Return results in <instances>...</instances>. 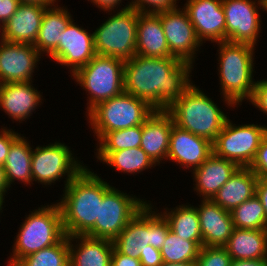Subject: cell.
I'll use <instances>...</instances> for the list:
<instances>
[{"instance_id": "8fae6325", "label": "cell", "mask_w": 267, "mask_h": 266, "mask_svg": "<svg viewBox=\"0 0 267 266\" xmlns=\"http://www.w3.org/2000/svg\"><path fill=\"white\" fill-rule=\"evenodd\" d=\"M144 200L112 186L99 202V220L85 235L113 241L148 202Z\"/></svg>"}, {"instance_id": "f6af8a7d", "label": "cell", "mask_w": 267, "mask_h": 266, "mask_svg": "<svg viewBox=\"0 0 267 266\" xmlns=\"http://www.w3.org/2000/svg\"><path fill=\"white\" fill-rule=\"evenodd\" d=\"M93 3L94 6L101 9V11H114L120 9V3L123 2L122 0H87Z\"/></svg>"}, {"instance_id": "4316f807", "label": "cell", "mask_w": 267, "mask_h": 266, "mask_svg": "<svg viewBox=\"0 0 267 266\" xmlns=\"http://www.w3.org/2000/svg\"><path fill=\"white\" fill-rule=\"evenodd\" d=\"M55 5L45 9L38 37L33 46L41 53L49 56L60 43V34L65 30L69 22L73 19L68 12L67 6Z\"/></svg>"}, {"instance_id": "ab89813d", "label": "cell", "mask_w": 267, "mask_h": 266, "mask_svg": "<svg viewBox=\"0 0 267 266\" xmlns=\"http://www.w3.org/2000/svg\"><path fill=\"white\" fill-rule=\"evenodd\" d=\"M252 103V105L263 112V114L267 115V80L265 79H260L257 80L255 83V87L253 89V93L251 98L247 101Z\"/></svg>"}, {"instance_id": "d6a6232c", "label": "cell", "mask_w": 267, "mask_h": 266, "mask_svg": "<svg viewBox=\"0 0 267 266\" xmlns=\"http://www.w3.org/2000/svg\"><path fill=\"white\" fill-rule=\"evenodd\" d=\"M234 228L267 230L264 207L255 194L231 211Z\"/></svg>"}, {"instance_id": "44dd1931", "label": "cell", "mask_w": 267, "mask_h": 266, "mask_svg": "<svg viewBox=\"0 0 267 266\" xmlns=\"http://www.w3.org/2000/svg\"><path fill=\"white\" fill-rule=\"evenodd\" d=\"M238 168L235 162L212 153L202 165L191 172L195 182L193 189L200 199L211 200Z\"/></svg>"}, {"instance_id": "603a6c76", "label": "cell", "mask_w": 267, "mask_h": 266, "mask_svg": "<svg viewBox=\"0 0 267 266\" xmlns=\"http://www.w3.org/2000/svg\"><path fill=\"white\" fill-rule=\"evenodd\" d=\"M68 243L69 266H111L112 240L75 235Z\"/></svg>"}, {"instance_id": "60d3db41", "label": "cell", "mask_w": 267, "mask_h": 266, "mask_svg": "<svg viewBox=\"0 0 267 266\" xmlns=\"http://www.w3.org/2000/svg\"><path fill=\"white\" fill-rule=\"evenodd\" d=\"M21 134L15 132L13 129L6 127H0V165H3L8 156L11 144L20 136Z\"/></svg>"}, {"instance_id": "db71d44e", "label": "cell", "mask_w": 267, "mask_h": 266, "mask_svg": "<svg viewBox=\"0 0 267 266\" xmlns=\"http://www.w3.org/2000/svg\"><path fill=\"white\" fill-rule=\"evenodd\" d=\"M265 3H266V11L265 12L267 13V0H265Z\"/></svg>"}, {"instance_id": "d590c367", "label": "cell", "mask_w": 267, "mask_h": 266, "mask_svg": "<svg viewBox=\"0 0 267 266\" xmlns=\"http://www.w3.org/2000/svg\"><path fill=\"white\" fill-rule=\"evenodd\" d=\"M151 202L152 201L149 202V245L160 250L166 239L170 227L165 217L160 212H158L159 210L155 208Z\"/></svg>"}, {"instance_id": "6da1fadb", "label": "cell", "mask_w": 267, "mask_h": 266, "mask_svg": "<svg viewBox=\"0 0 267 266\" xmlns=\"http://www.w3.org/2000/svg\"><path fill=\"white\" fill-rule=\"evenodd\" d=\"M194 66L176 57L133 56L124 62V92L167 110L193 83Z\"/></svg>"}, {"instance_id": "ac0fdd59", "label": "cell", "mask_w": 267, "mask_h": 266, "mask_svg": "<svg viewBox=\"0 0 267 266\" xmlns=\"http://www.w3.org/2000/svg\"><path fill=\"white\" fill-rule=\"evenodd\" d=\"M33 82L0 83V108L13 123L27 121L42 106L43 96Z\"/></svg>"}, {"instance_id": "74e56055", "label": "cell", "mask_w": 267, "mask_h": 266, "mask_svg": "<svg viewBox=\"0 0 267 266\" xmlns=\"http://www.w3.org/2000/svg\"><path fill=\"white\" fill-rule=\"evenodd\" d=\"M179 0H132L128 1L131 8L140 13H159L179 7Z\"/></svg>"}, {"instance_id": "5b68a950", "label": "cell", "mask_w": 267, "mask_h": 266, "mask_svg": "<svg viewBox=\"0 0 267 266\" xmlns=\"http://www.w3.org/2000/svg\"><path fill=\"white\" fill-rule=\"evenodd\" d=\"M26 215L13 240L7 265L15 266L22 258L59 243L65 236L59 204L40 205Z\"/></svg>"}, {"instance_id": "83f0119b", "label": "cell", "mask_w": 267, "mask_h": 266, "mask_svg": "<svg viewBox=\"0 0 267 266\" xmlns=\"http://www.w3.org/2000/svg\"><path fill=\"white\" fill-rule=\"evenodd\" d=\"M223 247L232 260L267 258V230L234 228Z\"/></svg>"}, {"instance_id": "836d02e7", "label": "cell", "mask_w": 267, "mask_h": 266, "mask_svg": "<svg viewBox=\"0 0 267 266\" xmlns=\"http://www.w3.org/2000/svg\"><path fill=\"white\" fill-rule=\"evenodd\" d=\"M15 266H69L68 236L55 245L22 258Z\"/></svg>"}, {"instance_id": "9c48e42d", "label": "cell", "mask_w": 267, "mask_h": 266, "mask_svg": "<svg viewBox=\"0 0 267 266\" xmlns=\"http://www.w3.org/2000/svg\"><path fill=\"white\" fill-rule=\"evenodd\" d=\"M85 167L83 160H78L71 148L60 140L48 145H38L32 150V184L35 181L49 187L66 176L65 188Z\"/></svg>"}, {"instance_id": "7dc6e473", "label": "cell", "mask_w": 267, "mask_h": 266, "mask_svg": "<svg viewBox=\"0 0 267 266\" xmlns=\"http://www.w3.org/2000/svg\"><path fill=\"white\" fill-rule=\"evenodd\" d=\"M230 266H267V258L232 260Z\"/></svg>"}, {"instance_id": "52a82bcc", "label": "cell", "mask_w": 267, "mask_h": 266, "mask_svg": "<svg viewBox=\"0 0 267 266\" xmlns=\"http://www.w3.org/2000/svg\"><path fill=\"white\" fill-rule=\"evenodd\" d=\"M113 12L93 31L95 51L125 62L136 55L138 11L126 4Z\"/></svg>"}, {"instance_id": "8992f818", "label": "cell", "mask_w": 267, "mask_h": 266, "mask_svg": "<svg viewBox=\"0 0 267 266\" xmlns=\"http://www.w3.org/2000/svg\"><path fill=\"white\" fill-rule=\"evenodd\" d=\"M154 110L146 101L123 92L99 103L86 119L98 142L108 132L143 125Z\"/></svg>"}, {"instance_id": "ee69618b", "label": "cell", "mask_w": 267, "mask_h": 266, "mask_svg": "<svg viewBox=\"0 0 267 266\" xmlns=\"http://www.w3.org/2000/svg\"><path fill=\"white\" fill-rule=\"evenodd\" d=\"M111 266H142L139 258H133L119 253L115 248L113 249L111 257Z\"/></svg>"}, {"instance_id": "2e32d148", "label": "cell", "mask_w": 267, "mask_h": 266, "mask_svg": "<svg viewBox=\"0 0 267 266\" xmlns=\"http://www.w3.org/2000/svg\"><path fill=\"white\" fill-rule=\"evenodd\" d=\"M187 12L201 43L226 41V20L222 0H187Z\"/></svg>"}, {"instance_id": "bcb514c9", "label": "cell", "mask_w": 267, "mask_h": 266, "mask_svg": "<svg viewBox=\"0 0 267 266\" xmlns=\"http://www.w3.org/2000/svg\"><path fill=\"white\" fill-rule=\"evenodd\" d=\"M256 195L260 199L267 220V178H259L256 185Z\"/></svg>"}, {"instance_id": "8d00e7d4", "label": "cell", "mask_w": 267, "mask_h": 266, "mask_svg": "<svg viewBox=\"0 0 267 266\" xmlns=\"http://www.w3.org/2000/svg\"><path fill=\"white\" fill-rule=\"evenodd\" d=\"M232 259L224 247L202 246L195 266H230Z\"/></svg>"}, {"instance_id": "f5cc1de1", "label": "cell", "mask_w": 267, "mask_h": 266, "mask_svg": "<svg viewBox=\"0 0 267 266\" xmlns=\"http://www.w3.org/2000/svg\"><path fill=\"white\" fill-rule=\"evenodd\" d=\"M3 28H2V26L0 25V42L3 40V38H2V33H3V30H2Z\"/></svg>"}, {"instance_id": "3957f363", "label": "cell", "mask_w": 267, "mask_h": 266, "mask_svg": "<svg viewBox=\"0 0 267 266\" xmlns=\"http://www.w3.org/2000/svg\"><path fill=\"white\" fill-rule=\"evenodd\" d=\"M215 45H219L217 71L222 101L229 108H238L243 101L251 98L255 87L256 80L253 78V72H255L256 47L227 40Z\"/></svg>"}, {"instance_id": "9a60e30c", "label": "cell", "mask_w": 267, "mask_h": 266, "mask_svg": "<svg viewBox=\"0 0 267 266\" xmlns=\"http://www.w3.org/2000/svg\"><path fill=\"white\" fill-rule=\"evenodd\" d=\"M43 55L32 45L0 42V83L33 81V73Z\"/></svg>"}, {"instance_id": "681fc988", "label": "cell", "mask_w": 267, "mask_h": 266, "mask_svg": "<svg viewBox=\"0 0 267 266\" xmlns=\"http://www.w3.org/2000/svg\"><path fill=\"white\" fill-rule=\"evenodd\" d=\"M20 3L38 4L43 6L55 5L58 0H19Z\"/></svg>"}, {"instance_id": "7a4b0ae2", "label": "cell", "mask_w": 267, "mask_h": 266, "mask_svg": "<svg viewBox=\"0 0 267 266\" xmlns=\"http://www.w3.org/2000/svg\"><path fill=\"white\" fill-rule=\"evenodd\" d=\"M112 187L86 166L64 188L57 203L67 236L85 235L99 220V202Z\"/></svg>"}, {"instance_id": "7402d4cb", "label": "cell", "mask_w": 267, "mask_h": 266, "mask_svg": "<svg viewBox=\"0 0 267 266\" xmlns=\"http://www.w3.org/2000/svg\"><path fill=\"white\" fill-rule=\"evenodd\" d=\"M48 6L20 3L16 12L2 26V38L8 42L34 44Z\"/></svg>"}, {"instance_id": "7bdbcfd3", "label": "cell", "mask_w": 267, "mask_h": 266, "mask_svg": "<svg viewBox=\"0 0 267 266\" xmlns=\"http://www.w3.org/2000/svg\"><path fill=\"white\" fill-rule=\"evenodd\" d=\"M19 0H0V25L3 26L16 12Z\"/></svg>"}, {"instance_id": "ba28073f", "label": "cell", "mask_w": 267, "mask_h": 266, "mask_svg": "<svg viewBox=\"0 0 267 266\" xmlns=\"http://www.w3.org/2000/svg\"><path fill=\"white\" fill-rule=\"evenodd\" d=\"M71 77L88 93V114L99 103L124 92V61L97 54Z\"/></svg>"}, {"instance_id": "f35d334b", "label": "cell", "mask_w": 267, "mask_h": 266, "mask_svg": "<svg viewBox=\"0 0 267 266\" xmlns=\"http://www.w3.org/2000/svg\"><path fill=\"white\" fill-rule=\"evenodd\" d=\"M249 168L258 178H267V134L263 137L255 159Z\"/></svg>"}, {"instance_id": "f907efd6", "label": "cell", "mask_w": 267, "mask_h": 266, "mask_svg": "<svg viewBox=\"0 0 267 266\" xmlns=\"http://www.w3.org/2000/svg\"><path fill=\"white\" fill-rule=\"evenodd\" d=\"M160 266H195V262H181V263L162 262Z\"/></svg>"}, {"instance_id": "f1b7e54d", "label": "cell", "mask_w": 267, "mask_h": 266, "mask_svg": "<svg viewBox=\"0 0 267 266\" xmlns=\"http://www.w3.org/2000/svg\"><path fill=\"white\" fill-rule=\"evenodd\" d=\"M27 139L28 137L26 138L21 134L11 144L3 164L6 181L10 188L16 180L25 186L32 185L31 160L34 146H31Z\"/></svg>"}, {"instance_id": "d4e9b609", "label": "cell", "mask_w": 267, "mask_h": 266, "mask_svg": "<svg viewBox=\"0 0 267 266\" xmlns=\"http://www.w3.org/2000/svg\"><path fill=\"white\" fill-rule=\"evenodd\" d=\"M258 179L249 167H239L211 200L231 212L256 194Z\"/></svg>"}, {"instance_id": "e575fe53", "label": "cell", "mask_w": 267, "mask_h": 266, "mask_svg": "<svg viewBox=\"0 0 267 266\" xmlns=\"http://www.w3.org/2000/svg\"><path fill=\"white\" fill-rule=\"evenodd\" d=\"M142 125L106 133L98 142L96 152H116L140 147Z\"/></svg>"}, {"instance_id": "b9f144b4", "label": "cell", "mask_w": 267, "mask_h": 266, "mask_svg": "<svg viewBox=\"0 0 267 266\" xmlns=\"http://www.w3.org/2000/svg\"><path fill=\"white\" fill-rule=\"evenodd\" d=\"M139 260L142 266H160L162 264L160 250L151 245H146V249L140 251Z\"/></svg>"}, {"instance_id": "277c9868", "label": "cell", "mask_w": 267, "mask_h": 266, "mask_svg": "<svg viewBox=\"0 0 267 266\" xmlns=\"http://www.w3.org/2000/svg\"><path fill=\"white\" fill-rule=\"evenodd\" d=\"M167 111L175 125L212 143L229 118L214 100L193 83Z\"/></svg>"}, {"instance_id": "d6986e66", "label": "cell", "mask_w": 267, "mask_h": 266, "mask_svg": "<svg viewBox=\"0 0 267 266\" xmlns=\"http://www.w3.org/2000/svg\"><path fill=\"white\" fill-rule=\"evenodd\" d=\"M203 246L223 247L234 230L231 212L209 199H201L196 206Z\"/></svg>"}, {"instance_id": "4fadbf2b", "label": "cell", "mask_w": 267, "mask_h": 266, "mask_svg": "<svg viewBox=\"0 0 267 266\" xmlns=\"http://www.w3.org/2000/svg\"><path fill=\"white\" fill-rule=\"evenodd\" d=\"M160 17L170 57L179 58L195 66V59L203 44L187 12L180 7L157 13Z\"/></svg>"}, {"instance_id": "f546056e", "label": "cell", "mask_w": 267, "mask_h": 266, "mask_svg": "<svg viewBox=\"0 0 267 266\" xmlns=\"http://www.w3.org/2000/svg\"><path fill=\"white\" fill-rule=\"evenodd\" d=\"M186 204H179L170 209L163 208V212L161 210L160 213L168 221L172 232L182 239L196 241L202 247L203 238L196 206Z\"/></svg>"}, {"instance_id": "5bb4252c", "label": "cell", "mask_w": 267, "mask_h": 266, "mask_svg": "<svg viewBox=\"0 0 267 266\" xmlns=\"http://www.w3.org/2000/svg\"><path fill=\"white\" fill-rule=\"evenodd\" d=\"M72 19L60 34L58 47L48 56L61 66H66L70 75L88 64L97 54L93 32L89 33Z\"/></svg>"}, {"instance_id": "484cf974", "label": "cell", "mask_w": 267, "mask_h": 266, "mask_svg": "<svg viewBox=\"0 0 267 266\" xmlns=\"http://www.w3.org/2000/svg\"><path fill=\"white\" fill-rule=\"evenodd\" d=\"M149 200L113 240L114 248L126 256L139 258L140 251L149 245Z\"/></svg>"}, {"instance_id": "4dcf8cb0", "label": "cell", "mask_w": 267, "mask_h": 266, "mask_svg": "<svg viewBox=\"0 0 267 266\" xmlns=\"http://www.w3.org/2000/svg\"><path fill=\"white\" fill-rule=\"evenodd\" d=\"M97 161L111 166L116 172L137 175L142 171L157 166L149 156L140 148L122 149L116 152H96Z\"/></svg>"}, {"instance_id": "ffe728a7", "label": "cell", "mask_w": 267, "mask_h": 266, "mask_svg": "<svg viewBox=\"0 0 267 266\" xmlns=\"http://www.w3.org/2000/svg\"><path fill=\"white\" fill-rule=\"evenodd\" d=\"M172 116L167 110H154L142 125L140 148L157 165L164 164L169 150Z\"/></svg>"}, {"instance_id": "7c38bea8", "label": "cell", "mask_w": 267, "mask_h": 266, "mask_svg": "<svg viewBox=\"0 0 267 266\" xmlns=\"http://www.w3.org/2000/svg\"><path fill=\"white\" fill-rule=\"evenodd\" d=\"M226 20V40L258 46L261 33L260 9L265 0H222ZM260 8V9H259Z\"/></svg>"}, {"instance_id": "816d5d0a", "label": "cell", "mask_w": 267, "mask_h": 266, "mask_svg": "<svg viewBox=\"0 0 267 266\" xmlns=\"http://www.w3.org/2000/svg\"><path fill=\"white\" fill-rule=\"evenodd\" d=\"M4 201H5L4 199L0 198V214L3 213V211H4V210H2L4 208L3 207V205L5 203Z\"/></svg>"}, {"instance_id": "cb8c5ba5", "label": "cell", "mask_w": 267, "mask_h": 266, "mask_svg": "<svg viewBox=\"0 0 267 266\" xmlns=\"http://www.w3.org/2000/svg\"><path fill=\"white\" fill-rule=\"evenodd\" d=\"M136 55L152 58L170 57L158 14L138 12Z\"/></svg>"}, {"instance_id": "c3c4849f", "label": "cell", "mask_w": 267, "mask_h": 266, "mask_svg": "<svg viewBox=\"0 0 267 266\" xmlns=\"http://www.w3.org/2000/svg\"><path fill=\"white\" fill-rule=\"evenodd\" d=\"M9 185L6 181V177H5V170L3 165H0V198L5 200V196L9 190Z\"/></svg>"}, {"instance_id": "1f68e13d", "label": "cell", "mask_w": 267, "mask_h": 266, "mask_svg": "<svg viewBox=\"0 0 267 266\" xmlns=\"http://www.w3.org/2000/svg\"><path fill=\"white\" fill-rule=\"evenodd\" d=\"M200 249L201 246L196 241L182 239L169 229L160 253L162 262H196Z\"/></svg>"}, {"instance_id": "e0dca14e", "label": "cell", "mask_w": 267, "mask_h": 266, "mask_svg": "<svg viewBox=\"0 0 267 266\" xmlns=\"http://www.w3.org/2000/svg\"><path fill=\"white\" fill-rule=\"evenodd\" d=\"M213 153L212 142L174 124L170 133L167 160L190 172L198 168ZM172 160V161H171Z\"/></svg>"}, {"instance_id": "30bf717a", "label": "cell", "mask_w": 267, "mask_h": 266, "mask_svg": "<svg viewBox=\"0 0 267 266\" xmlns=\"http://www.w3.org/2000/svg\"><path fill=\"white\" fill-rule=\"evenodd\" d=\"M266 134V124H233L228 118L212 143L213 153L235 162L239 167H250Z\"/></svg>"}]
</instances>
